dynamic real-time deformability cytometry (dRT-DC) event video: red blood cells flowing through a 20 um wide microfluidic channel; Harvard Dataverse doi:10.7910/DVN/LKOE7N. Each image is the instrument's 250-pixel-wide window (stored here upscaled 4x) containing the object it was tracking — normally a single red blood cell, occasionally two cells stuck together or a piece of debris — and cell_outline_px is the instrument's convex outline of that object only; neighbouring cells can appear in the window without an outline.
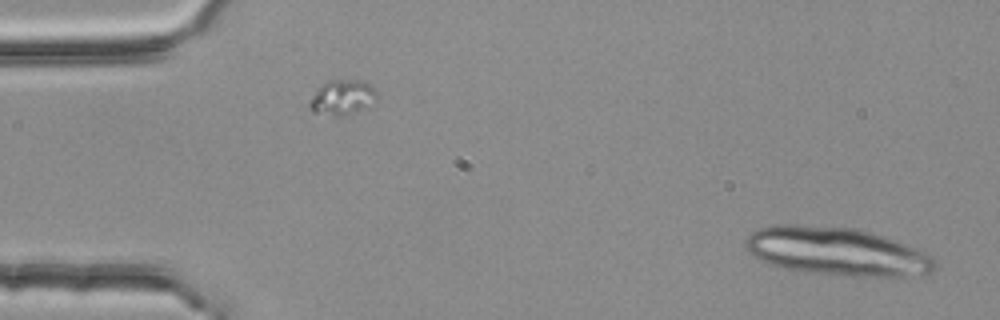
{"species": "common noctule bat (a hibernating species)", "species_latin": "Nyctalus noctula", "temperature_condition": "room temperature", "stored_images_in_passage": 2, "camera_frame_rate_fps": 3000, "um_per_image_px": 0.085, "animal": {"sex": "female", "body_mass_g": 25.1}, "frame": {"image": 1, "passage_image": 2, "time_ms": 0.333, "image_size_px": [1000, 320], "cell_outline_px": [[936, 268], [932, 272], [908, 276], [840, 276], [788, 268], [772, 264], [760, 260], [748, 252], [744, 248], [744, 240], [752, 232], [760, 228], [772, 224], [796, 224], [856, 228], [872, 232], [884, 236], [924, 252], [932, 256], [936, 260]], "centroid_in_image_um": [71.11, 21.36], "position_along_channel_um": 13.9, "area_um2": 53.12}}